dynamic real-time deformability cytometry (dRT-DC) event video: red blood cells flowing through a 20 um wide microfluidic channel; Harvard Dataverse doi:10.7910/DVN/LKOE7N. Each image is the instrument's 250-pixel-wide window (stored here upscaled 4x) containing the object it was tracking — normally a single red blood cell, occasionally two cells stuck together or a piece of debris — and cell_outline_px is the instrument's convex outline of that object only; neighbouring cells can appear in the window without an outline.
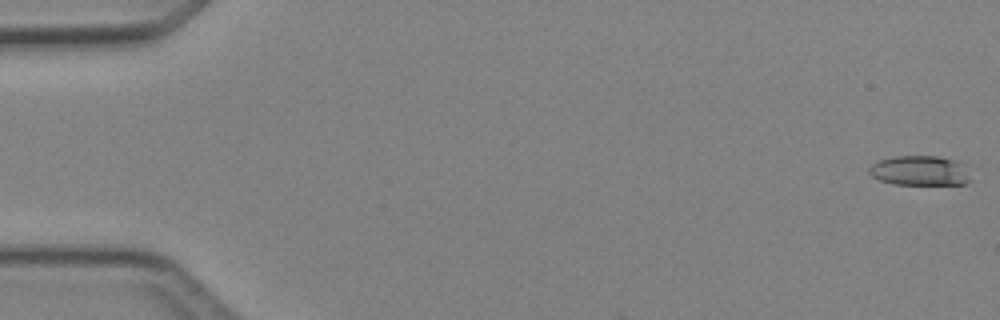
{"species": "Egyptian fruit bat (a non-hibernating species)", "species_latin": "Rousettus aegyptiacus", "temperature_condition": "cold", "stored_images_in_passage": 6, "camera_frame_rate_fps": 3000, "um_per_image_px": 0.085, "animal": {"sex": "female"}, "frame": {"image": 1, "passage_image": 1, "time_ms": 0.0, "image_size_px": [1000, 320], "cell_outline_px": [[972, 180], [964, 184], [892, 184], [880, 180], [872, 176], [868, 172], [868, 168], [872, 164], [880, 160], [896, 156], [940, 156], [956, 160], [964, 164]], "centroid_in_image_um": [78.21, 14.5], "position_along_channel_um": 6.8, "area_um2": 17.74}}
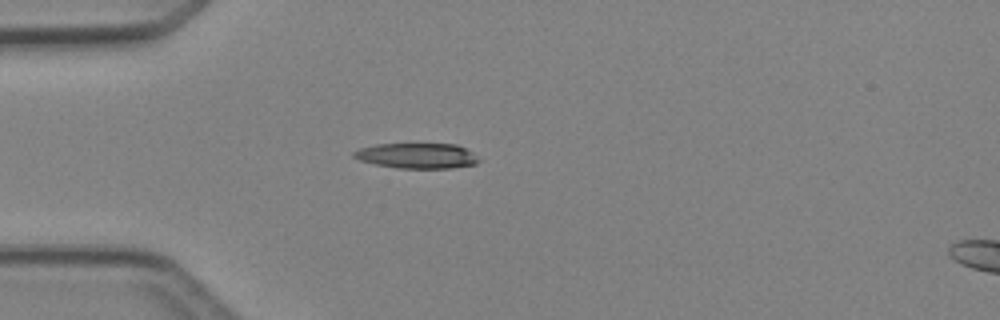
{"frame": {"image": 2, "passage_image": 5, "time_ms": 4.333, "image_size_px": [1000, 320], "cell_outline_px": [[480, 160], [476, 164], [452, 168], [396, 168], [376, 164], [360, 160], [352, 156], [352, 152], [360, 148], [376, 144], [456, 144], [472, 152]], "centroid_in_image_um": [35.44, 13.24], "position_along_channel_um": 49.6, "area_um2": 18.38}}